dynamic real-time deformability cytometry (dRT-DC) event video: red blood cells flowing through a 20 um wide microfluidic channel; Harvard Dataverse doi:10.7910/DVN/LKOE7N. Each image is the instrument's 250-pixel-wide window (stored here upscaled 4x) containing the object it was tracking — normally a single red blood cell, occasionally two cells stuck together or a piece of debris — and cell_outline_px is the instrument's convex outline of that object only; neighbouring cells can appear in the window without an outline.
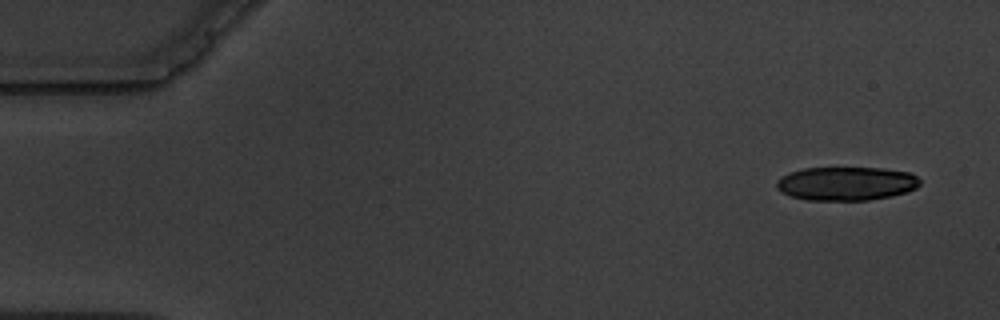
{"species": "common noctule bat (a hibernating species)", "species_latin": "Nyctalus noctula", "temperature_condition": "warm", "stored_images_in_passage": 5, "camera_frame_rate_fps": 3000, "um_per_image_px": 0.085, "animal": {"sex": "male", "body_mass_g": 19.5, "forearm_length_mm": 54.6}, "frame": {"image": 1, "passage_image": 1, "time_ms": 0.0, "image_size_px": [1000, 320], "cell_outline_px": [[920, 184], [916, 188], [908, 192], [892, 196], [868, 200], [808, 200], [792, 196], [780, 192], [776, 188], [776, 180], [780, 176], [788, 172], [804, 168], [884, 168], [908, 172], [916, 176], [920, 180]], "centroid_in_image_um": [71.91, 15.6], "position_along_channel_um": 13.1, "area_um2": 28.38}}
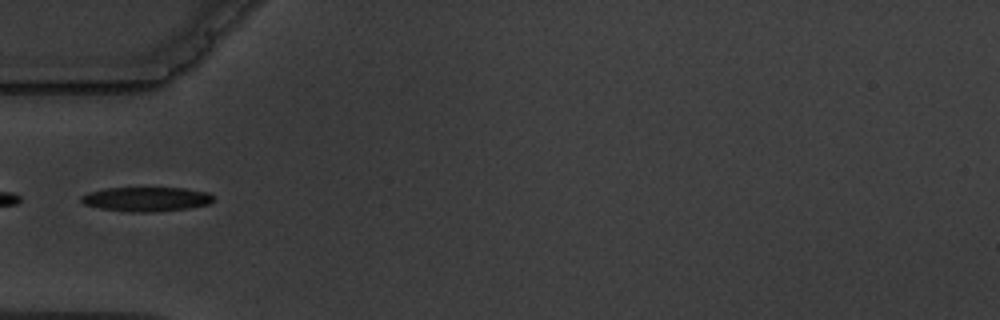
{"frame": {"image": 2, "passage_image": 5, "time_ms": 5.333, "image_size_px": [1000, 320], "cell_outline_px": [[216, 200], [208, 204], [188, 208], [152, 212], [132, 212], [100, 208], [84, 204], [80, 200], [80, 196], [88, 192], [108, 188], [184, 188], [208, 192]], "centroid_in_image_um": [12.44, 16.92], "position_along_channel_um": 72.6, "area_um2": 18.73}}